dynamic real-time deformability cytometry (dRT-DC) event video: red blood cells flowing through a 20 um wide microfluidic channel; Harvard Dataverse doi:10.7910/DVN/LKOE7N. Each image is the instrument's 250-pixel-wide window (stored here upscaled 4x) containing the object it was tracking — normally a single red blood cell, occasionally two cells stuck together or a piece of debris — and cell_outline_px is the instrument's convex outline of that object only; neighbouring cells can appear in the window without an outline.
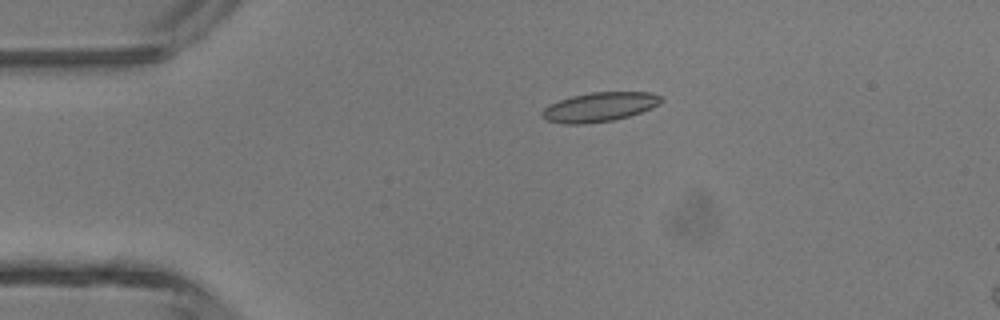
{"species": "common noctule bat (a hibernating species)", "species_latin": "Nyctalus noctula", "temperature_condition": "room temperature", "stored_images_in_passage": 5, "camera_frame_rate_fps": 3000, "um_per_image_px": 0.085, "animal": {"sex": "male", "body_mass_g": 13.3}, "frame": {"image": 1, "passage_image": 3, "time_ms": 0.667, "image_size_px": [1000, 320], "cell_outline_px": [[664, 100], [660, 104], [652, 108], [628, 116], [612, 120], [584, 124], [564, 124], [548, 120], [540, 112], [548, 104], [572, 96], [592, 92], [652, 92], [660, 96]], "centroid_in_image_um": [50.97, 9.08], "position_along_channel_um": 34.0, "area_um2": 20.23}}